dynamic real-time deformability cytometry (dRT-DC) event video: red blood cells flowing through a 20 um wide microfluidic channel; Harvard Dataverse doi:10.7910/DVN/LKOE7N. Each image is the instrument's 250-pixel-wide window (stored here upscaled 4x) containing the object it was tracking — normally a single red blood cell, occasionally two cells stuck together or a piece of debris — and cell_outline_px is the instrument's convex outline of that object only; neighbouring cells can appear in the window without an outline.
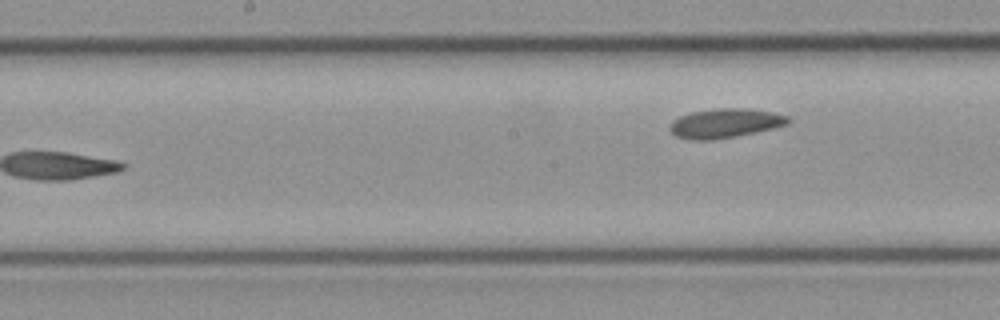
{"species": "common noctule bat (a hibernating species)", "species_latin": "Nyctalus noctula", "temperature_condition": "cold", "stored_images_in_passage": 14, "camera_frame_rate_fps": 3000, "um_per_image_px": 0.085, "animal": {"sex": "female", "body_mass_g": 21.9}, "frame": {"image": 1, "passage_image": 14, "time_ms": 4.333, "image_size_px": [1000, 320], "cell_outline_px": [[792, 120], [788, 124], [772, 128], [736, 136], [712, 140], [688, 140], [676, 136], [668, 128], [672, 120], [680, 116], [692, 112], [716, 108], [740, 108], [772, 112], [788, 116]], "centroid_in_image_um": [61.6, 10.48], "position_along_channel_um": 186.6, "area_um2": 20.11}}